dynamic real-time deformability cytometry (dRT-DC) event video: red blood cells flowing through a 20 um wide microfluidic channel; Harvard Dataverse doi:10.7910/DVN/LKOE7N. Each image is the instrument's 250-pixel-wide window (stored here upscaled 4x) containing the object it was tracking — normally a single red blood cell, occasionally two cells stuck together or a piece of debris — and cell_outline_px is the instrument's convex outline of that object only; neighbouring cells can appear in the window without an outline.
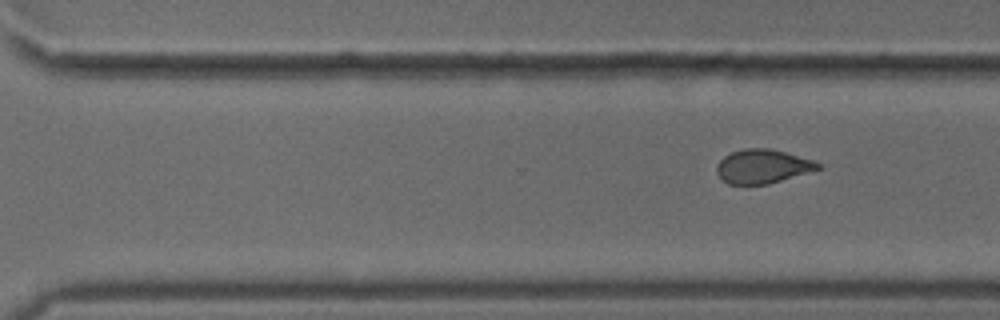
{"species": "common noctule bat (a hibernating species)", "species_latin": "Nyctalus noctula", "temperature_condition": "cold", "stored_images_in_passage": 40, "segment_of_instrument_passage": [2, 2], "camera_frame_rate_fps": 3000, "um_per_image_px": 0.085, "animal": {"sex": "male", "body_mass_g": 18.8}, "frame": {"image": 1, "passage_image": 40, "time_ms": 13.0, "image_size_px": [1000, 320], "cell_outline_px": [[820, 168], [768, 184], [728, 184], [716, 172], [716, 164], [724, 156], [732, 152], [744, 148], [768, 148], [784, 152], [812, 160], [820, 164]], "centroid_in_image_um": [64.76, 14.13], "position_along_channel_um": 305.8, "area_um2": 19.65}}